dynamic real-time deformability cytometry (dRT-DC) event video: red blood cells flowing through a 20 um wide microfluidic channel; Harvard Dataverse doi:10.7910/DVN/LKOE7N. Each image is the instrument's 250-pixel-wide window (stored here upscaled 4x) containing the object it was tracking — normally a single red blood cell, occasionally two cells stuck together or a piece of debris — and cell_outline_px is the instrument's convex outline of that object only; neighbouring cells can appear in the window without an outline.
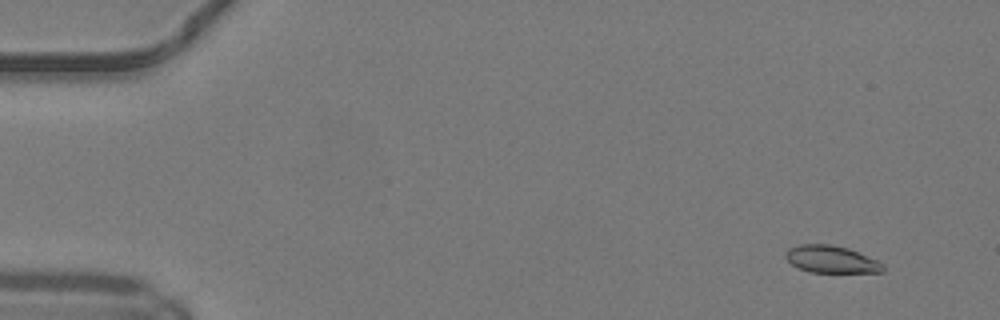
{"species": "common noctule bat (a hibernating species)", "species_latin": "Nyctalus noctula", "temperature_condition": "warm", "stored_images_in_passage": 50, "camera_frame_rate_fps": 3000, "um_per_image_px": 0.085, "animal": {"sex": "male", "body_mass_g": 19.2, "forearm_length_mm": 51.8}, "frame": {"image": 1, "passage_image": 3, "time_ms": 0.667, "image_size_px": [1000, 320], "cell_outline_px": [[884, 272], [808, 272], [792, 264], [784, 256], [788, 248], [800, 244], [832, 244], [848, 248], [876, 260], [884, 264]], "centroid_in_image_um": [70.64, 22.03], "position_along_channel_um": 14.4, "area_um2": 15.37}}
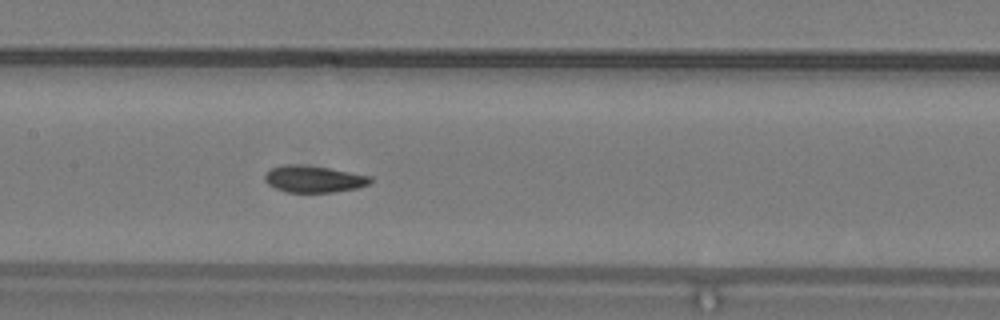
{"frame": {"image": 2, "passage_image": 24, "time_ms": 7.667, "image_size_px": [1000, 320], "cell_outline_px": [[372, 180], [368, 184], [356, 188], [332, 192], [288, 192], [276, 188], [268, 184], [264, 180], [264, 176], [272, 168], [284, 164], [300, 164], [328, 168], [372, 176]], "centroid_in_image_um": [26.66, 15.21], "position_along_channel_um": 180.7, "area_um2": 16.3}}
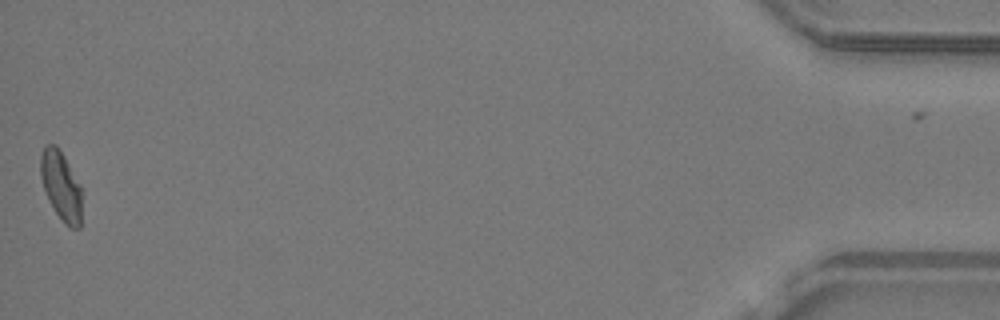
{"frame": {"image": 3, "passage_image": 49, "time_ms": 16.0, "image_size_px": [1000, 320], "cell_outline_px": [[80, 228], [72, 228], [64, 224], [48, 200], [40, 176], [40, 156], [44, 144], [56, 144], [64, 156], [80, 184]], "centroid_in_image_um": [5.15, 15.75], "position_along_channel_um": 430.0, "area_um2": 16.47}, "authors_computed_cell_mechanics": {"area_um2": 16.5308, "velocity_mm_per_s": 4.1545, "shape_relaxation_time_tau1_ms": 7.6225, "shape_relaxation_time_tau2_ms": 3.5338, "deformation_change_tau1": 0.1724, "deformation_change_tau2": 0.0653}}